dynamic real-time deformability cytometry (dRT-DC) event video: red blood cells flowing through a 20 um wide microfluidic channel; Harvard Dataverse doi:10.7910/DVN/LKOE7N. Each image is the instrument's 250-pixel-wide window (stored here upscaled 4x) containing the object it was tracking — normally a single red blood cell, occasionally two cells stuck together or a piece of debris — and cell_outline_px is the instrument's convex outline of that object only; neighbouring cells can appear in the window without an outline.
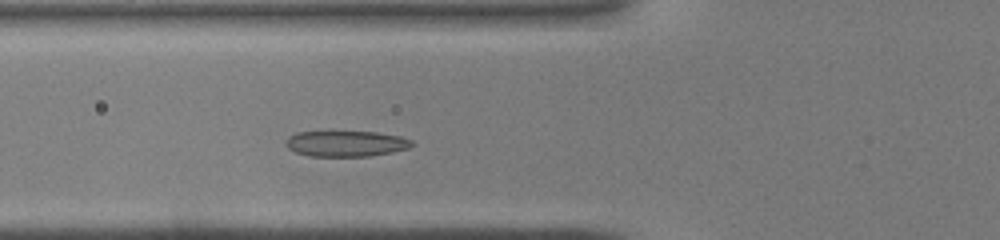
{"species": "common noctule bat (a hibernating species)", "species_latin": "Nyctalus noctula", "temperature_condition": "warm", "stored_images_in_passage": 38, "camera_frame_rate_fps": 3000, "um_per_image_px": 0.085, "animal": {"sex": "male", "body_mass_g": 19.0, "forearm_length_mm": 50.8}, "frame": {"image": 1, "passage_image": 10, "time_ms": 3.0, "image_size_px": [1000, 240], "cell_outline_px": [[416, 144], [408, 148], [392, 152], [368, 156], [308, 156], [296, 152], [288, 148], [288, 136], [296, 132], [376, 132], [400, 136], [412, 140]], "centroid_in_image_um": [29.45, 12.21], "position_along_channel_um": 96.3, "area_um2": 18.79}}
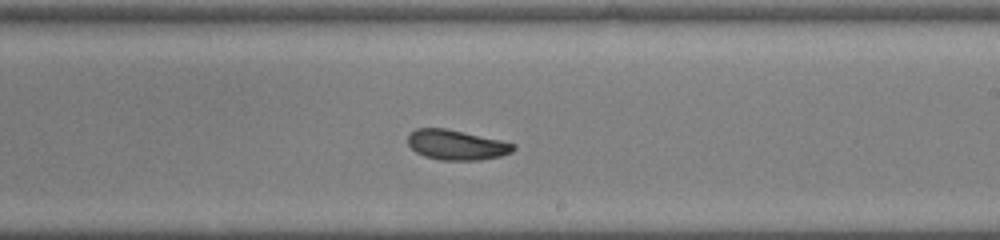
{"frame": {"image": 2, "passage_image": 20, "time_ms": 6.333, "image_size_px": [1000, 240], "cell_outline_px": [[516, 148], [512, 152], [500, 156], [480, 160], [440, 160], [424, 156], [416, 152], [408, 144], [408, 136], [416, 128], [444, 128], [500, 140], [516, 144]], "centroid_in_image_um": [38.81, 12.32], "position_along_channel_um": 250.2, "area_um2": 18.32}}
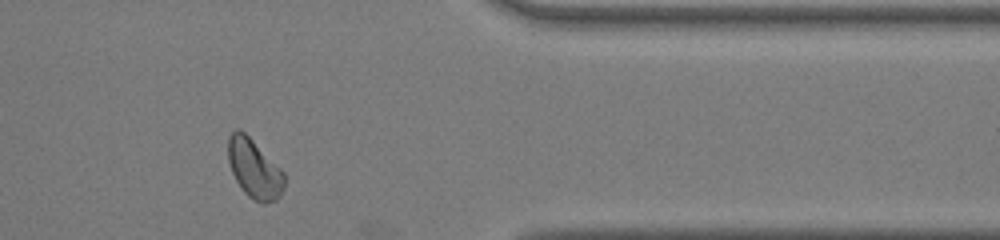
{"frame": {"image": 3, "passage_image": 30, "time_ms": 9.667, "image_size_px": [1000, 240], "cell_outline_px": [[284, 188], [280, 196], [276, 200], [264, 204], [248, 196], [244, 192], [236, 180], [232, 172], [228, 160], [228, 136], [236, 128], [240, 128], [284, 172]], "centroid_in_image_um": [21.6, 14.34], "position_along_channel_um": 389.8, "area_um2": 19.13}}